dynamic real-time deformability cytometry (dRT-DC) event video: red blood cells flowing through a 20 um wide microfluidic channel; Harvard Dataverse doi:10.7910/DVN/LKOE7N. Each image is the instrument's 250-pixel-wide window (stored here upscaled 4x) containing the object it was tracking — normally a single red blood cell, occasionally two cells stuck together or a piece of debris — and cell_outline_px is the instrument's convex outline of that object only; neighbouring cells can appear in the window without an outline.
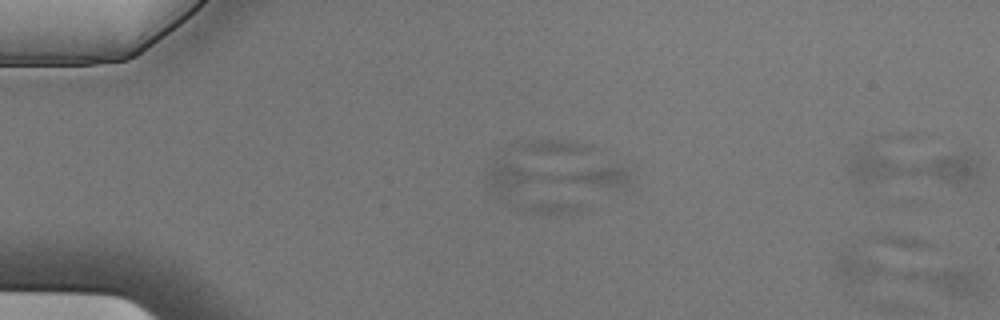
{"species": "Egyptian fruit bat (a non-hibernating species)", "species_latin": "Rousettus aegyptiacus", "temperature_condition": "cold", "stored_images_in_passage": 7, "camera_frame_rate_fps": 3000, "um_per_image_px": 0.085, "animal": {"sex": "male"}, "frame": {"image": 1, "passage_image": 1, "time_ms": 0.0, "image_size_px": [1000, 320], "cell_outline_px": [[984, 288], [976, 296], [952, 296], [900, 276], [896, 272], [944, 268], [976, 268], [980, 276]], "centroid_in_image_um": [80.61, 23.83], "position_along_channel_um": 4.4, "area_um2": 11.96}}